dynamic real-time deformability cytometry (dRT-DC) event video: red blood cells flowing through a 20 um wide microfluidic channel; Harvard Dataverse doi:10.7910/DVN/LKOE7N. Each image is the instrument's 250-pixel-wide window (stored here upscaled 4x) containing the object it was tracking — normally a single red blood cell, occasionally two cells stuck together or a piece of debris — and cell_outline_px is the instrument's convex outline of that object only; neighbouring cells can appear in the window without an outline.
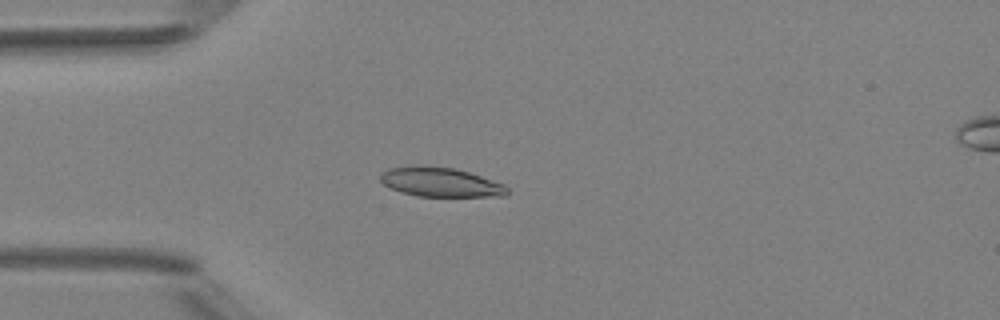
{"species": "Egyptian fruit bat (a non-hibernating species)", "species_latin": "Rousettus aegyptiacus", "temperature_condition": "room temperature", "stored_images_in_passage": 6, "camera_frame_rate_fps": 3000, "um_per_image_px": 0.085, "animal": {"sex": "female"}, "frame": {"image": 1, "passage_image": 5, "time_ms": 4.333, "image_size_px": [1000, 320], "cell_outline_px": [[508, 192], [504, 196], [416, 196], [400, 192], [384, 184], [380, 180], [380, 172], [388, 168], [416, 164], [456, 168], [504, 184], [508, 188]], "centroid_in_image_um": [37.39, 15.46], "position_along_channel_um": 47.6, "area_um2": 21.85}}